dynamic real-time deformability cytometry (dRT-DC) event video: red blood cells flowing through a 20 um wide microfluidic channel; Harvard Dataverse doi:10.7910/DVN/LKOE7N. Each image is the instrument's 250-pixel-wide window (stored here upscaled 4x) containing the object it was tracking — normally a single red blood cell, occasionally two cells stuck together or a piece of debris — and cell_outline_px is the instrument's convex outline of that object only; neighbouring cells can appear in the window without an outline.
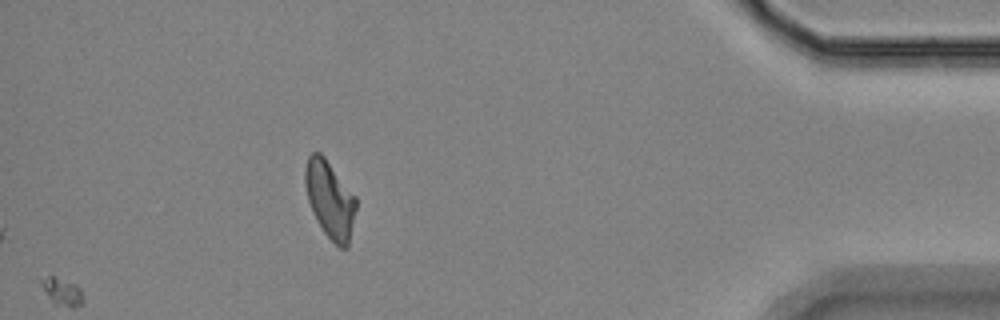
{"species": "Egyptian fruit bat (a non-hibernating species)", "species_latin": "Rousettus aegyptiacus", "temperature_condition": "room temperature", "stored_images_in_passage": 54, "segment_of_instrument_passage": [2, 2], "camera_frame_rate_fps": 3000, "um_per_image_px": 0.085, "animal": {"sex": "female"}, "frame": {"image": 1, "passage_image": 54, "time_ms": 17.667, "image_size_px": [1000, 320], "cell_outline_px": [[356, 208], [348, 248], [340, 248], [324, 232], [316, 220], [312, 212], [308, 200], [304, 184], [304, 168], [308, 156], [312, 152], [320, 152], [324, 156], [356, 196]], "centroid_in_image_um": [28.03, 16.93], "position_along_channel_um": 407.2, "area_um2": 23.0}}